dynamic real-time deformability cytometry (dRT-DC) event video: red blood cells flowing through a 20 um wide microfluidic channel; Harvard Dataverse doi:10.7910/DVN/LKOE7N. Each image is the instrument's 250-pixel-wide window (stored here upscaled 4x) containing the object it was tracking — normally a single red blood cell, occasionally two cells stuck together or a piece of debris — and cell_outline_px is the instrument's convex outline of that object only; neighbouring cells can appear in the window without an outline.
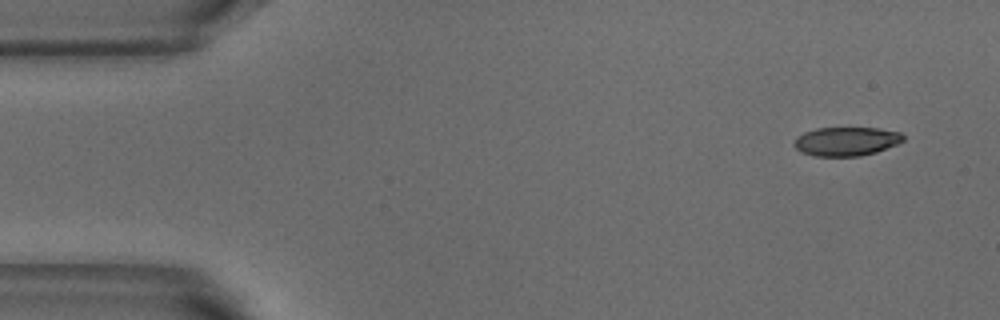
{"species": "common noctule bat (a hibernating species)", "species_latin": "Nyctalus noctula", "temperature_condition": "warm", "stored_images_in_passage": 5, "segment_of_instrument_passage": [1, 2], "camera_frame_rate_fps": 3000, "um_per_image_px": 0.085, "animal": {"sex": "male", "body_mass_g": 18.8}, "frame": {"image": 1, "passage_image": 1, "time_ms": 0.0, "image_size_px": [1000, 320], "cell_outline_px": [[904, 140], [896, 144], [876, 152], [860, 156], [812, 156], [800, 152], [792, 144], [796, 136], [804, 132], [816, 128], [880, 128], [900, 132], [904, 136]], "centroid_in_image_um": [71.89, 12.01], "position_along_channel_um": 13.1, "area_um2": 18.5}}